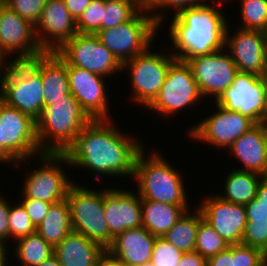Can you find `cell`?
<instances>
[{"label":"cell","instance_id":"cell-1","mask_svg":"<svg viewBox=\"0 0 267 266\" xmlns=\"http://www.w3.org/2000/svg\"><path fill=\"white\" fill-rule=\"evenodd\" d=\"M113 120L94 119L83 128L63 153L70 166L91 171L97 179L134 177L137 154L146 144L121 132Z\"/></svg>","mask_w":267,"mask_h":266},{"label":"cell","instance_id":"cell-30","mask_svg":"<svg viewBox=\"0 0 267 266\" xmlns=\"http://www.w3.org/2000/svg\"><path fill=\"white\" fill-rule=\"evenodd\" d=\"M15 242H13L16 245L13 249V256H15L13 258L17 257L16 259L21 263L20 266H37L54 254V248L37 232L22 237Z\"/></svg>","mask_w":267,"mask_h":266},{"label":"cell","instance_id":"cell-27","mask_svg":"<svg viewBox=\"0 0 267 266\" xmlns=\"http://www.w3.org/2000/svg\"><path fill=\"white\" fill-rule=\"evenodd\" d=\"M222 192L216 193L223 200L245 206L256 197L258 185L264 177L260 174L232 169L226 173Z\"/></svg>","mask_w":267,"mask_h":266},{"label":"cell","instance_id":"cell-26","mask_svg":"<svg viewBox=\"0 0 267 266\" xmlns=\"http://www.w3.org/2000/svg\"><path fill=\"white\" fill-rule=\"evenodd\" d=\"M142 227L155 237H163L182 215L191 209L189 205H172L141 199Z\"/></svg>","mask_w":267,"mask_h":266},{"label":"cell","instance_id":"cell-19","mask_svg":"<svg viewBox=\"0 0 267 266\" xmlns=\"http://www.w3.org/2000/svg\"><path fill=\"white\" fill-rule=\"evenodd\" d=\"M37 42L43 52H55L78 34L76 20L64 0H46L39 20L34 26Z\"/></svg>","mask_w":267,"mask_h":266},{"label":"cell","instance_id":"cell-10","mask_svg":"<svg viewBox=\"0 0 267 266\" xmlns=\"http://www.w3.org/2000/svg\"><path fill=\"white\" fill-rule=\"evenodd\" d=\"M187 62L175 60L169 67L158 96L145 109L171 118L183 110L205 103ZM197 104V105H196ZM153 111V112H151Z\"/></svg>","mask_w":267,"mask_h":266},{"label":"cell","instance_id":"cell-21","mask_svg":"<svg viewBox=\"0 0 267 266\" xmlns=\"http://www.w3.org/2000/svg\"><path fill=\"white\" fill-rule=\"evenodd\" d=\"M196 207L203 219L208 222L229 245L241 244L247 222L245 206L223 200L211 192Z\"/></svg>","mask_w":267,"mask_h":266},{"label":"cell","instance_id":"cell-18","mask_svg":"<svg viewBox=\"0 0 267 266\" xmlns=\"http://www.w3.org/2000/svg\"><path fill=\"white\" fill-rule=\"evenodd\" d=\"M70 93L92 119H111L106 78L66 64Z\"/></svg>","mask_w":267,"mask_h":266},{"label":"cell","instance_id":"cell-40","mask_svg":"<svg viewBox=\"0 0 267 266\" xmlns=\"http://www.w3.org/2000/svg\"><path fill=\"white\" fill-rule=\"evenodd\" d=\"M233 266H265V253L256 247L234 244Z\"/></svg>","mask_w":267,"mask_h":266},{"label":"cell","instance_id":"cell-54","mask_svg":"<svg viewBox=\"0 0 267 266\" xmlns=\"http://www.w3.org/2000/svg\"><path fill=\"white\" fill-rule=\"evenodd\" d=\"M136 266H155V265L152 263V261H148V262L136 265Z\"/></svg>","mask_w":267,"mask_h":266},{"label":"cell","instance_id":"cell-45","mask_svg":"<svg viewBox=\"0 0 267 266\" xmlns=\"http://www.w3.org/2000/svg\"><path fill=\"white\" fill-rule=\"evenodd\" d=\"M176 266H207V259L199 252H186Z\"/></svg>","mask_w":267,"mask_h":266},{"label":"cell","instance_id":"cell-42","mask_svg":"<svg viewBox=\"0 0 267 266\" xmlns=\"http://www.w3.org/2000/svg\"><path fill=\"white\" fill-rule=\"evenodd\" d=\"M5 197L0 191V245L10 248L8 247L10 244H7L11 243L9 231L10 200Z\"/></svg>","mask_w":267,"mask_h":266},{"label":"cell","instance_id":"cell-50","mask_svg":"<svg viewBox=\"0 0 267 266\" xmlns=\"http://www.w3.org/2000/svg\"><path fill=\"white\" fill-rule=\"evenodd\" d=\"M8 249L9 248H7V247H0V266H8L9 265L8 260H10V259H8L9 258L8 254H11V252L9 253L10 250H8Z\"/></svg>","mask_w":267,"mask_h":266},{"label":"cell","instance_id":"cell-36","mask_svg":"<svg viewBox=\"0 0 267 266\" xmlns=\"http://www.w3.org/2000/svg\"><path fill=\"white\" fill-rule=\"evenodd\" d=\"M105 0H91L87 9L76 21L78 33L96 34L101 30Z\"/></svg>","mask_w":267,"mask_h":266},{"label":"cell","instance_id":"cell-56","mask_svg":"<svg viewBox=\"0 0 267 266\" xmlns=\"http://www.w3.org/2000/svg\"><path fill=\"white\" fill-rule=\"evenodd\" d=\"M263 123H264L265 129H266V132H267V120H265Z\"/></svg>","mask_w":267,"mask_h":266},{"label":"cell","instance_id":"cell-35","mask_svg":"<svg viewBox=\"0 0 267 266\" xmlns=\"http://www.w3.org/2000/svg\"><path fill=\"white\" fill-rule=\"evenodd\" d=\"M9 231L11 242L36 232V228L20 202L15 205L10 202Z\"/></svg>","mask_w":267,"mask_h":266},{"label":"cell","instance_id":"cell-2","mask_svg":"<svg viewBox=\"0 0 267 266\" xmlns=\"http://www.w3.org/2000/svg\"><path fill=\"white\" fill-rule=\"evenodd\" d=\"M224 4L228 2L209 0V3L183 8L174 14L168 27L173 47L167 51L175 59L186 62L224 49L226 28L229 25V19L219 9Z\"/></svg>","mask_w":267,"mask_h":266},{"label":"cell","instance_id":"cell-24","mask_svg":"<svg viewBox=\"0 0 267 266\" xmlns=\"http://www.w3.org/2000/svg\"><path fill=\"white\" fill-rule=\"evenodd\" d=\"M28 62L41 74L43 108L70 93L66 63L55 52H43Z\"/></svg>","mask_w":267,"mask_h":266},{"label":"cell","instance_id":"cell-28","mask_svg":"<svg viewBox=\"0 0 267 266\" xmlns=\"http://www.w3.org/2000/svg\"><path fill=\"white\" fill-rule=\"evenodd\" d=\"M72 231L70 207L66 199L52 203L46 217L36 228V232L53 248Z\"/></svg>","mask_w":267,"mask_h":266},{"label":"cell","instance_id":"cell-48","mask_svg":"<svg viewBox=\"0 0 267 266\" xmlns=\"http://www.w3.org/2000/svg\"><path fill=\"white\" fill-rule=\"evenodd\" d=\"M256 198L267 209V176H264L257 189Z\"/></svg>","mask_w":267,"mask_h":266},{"label":"cell","instance_id":"cell-3","mask_svg":"<svg viewBox=\"0 0 267 266\" xmlns=\"http://www.w3.org/2000/svg\"><path fill=\"white\" fill-rule=\"evenodd\" d=\"M145 149L147 147L137 154L132 179L136 181V191L140 198L165 204L189 205L183 173L175 169V166L168 162L169 159L161 155L160 150L152 149L146 153Z\"/></svg>","mask_w":267,"mask_h":266},{"label":"cell","instance_id":"cell-5","mask_svg":"<svg viewBox=\"0 0 267 266\" xmlns=\"http://www.w3.org/2000/svg\"><path fill=\"white\" fill-rule=\"evenodd\" d=\"M0 100L37 122L44 101L41 74L28 61L4 63L0 73Z\"/></svg>","mask_w":267,"mask_h":266},{"label":"cell","instance_id":"cell-47","mask_svg":"<svg viewBox=\"0 0 267 266\" xmlns=\"http://www.w3.org/2000/svg\"><path fill=\"white\" fill-rule=\"evenodd\" d=\"M19 162V160L1 143V124H0V164L14 166Z\"/></svg>","mask_w":267,"mask_h":266},{"label":"cell","instance_id":"cell-34","mask_svg":"<svg viewBox=\"0 0 267 266\" xmlns=\"http://www.w3.org/2000/svg\"><path fill=\"white\" fill-rule=\"evenodd\" d=\"M206 2H209V0H150L147 3L146 9L159 24V30H161L162 25L165 24L164 21H166V17L170 16L168 14L170 13V9L171 11L173 9V12L176 14L183 8L200 5Z\"/></svg>","mask_w":267,"mask_h":266},{"label":"cell","instance_id":"cell-22","mask_svg":"<svg viewBox=\"0 0 267 266\" xmlns=\"http://www.w3.org/2000/svg\"><path fill=\"white\" fill-rule=\"evenodd\" d=\"M239 161L237 170L267 176V132L264 123L255 124L241 135L228 149Z\"/></svg>","mask_w":267,"mask_h":266},{"label":"cell","instance_id":"cell-57","mask_svg":"<svg viewBox=\"0 0 267 266\" xmlns=\"http://www.w3.org/2000/svg\"><path fill=\"white\" fill-rule=\"evenodd\" d=\"M265 266H267V252L265 253Z\"/></svg>","mask_w":267,"mask_h":266},{"label":"cell","instance_id":"cell-49","mask_svg":"<svg viewBox=\"0 0 267 266\" xmlns=\"http://www.w3.org/2000/svg\"><path fill=\"white\" fill-rule=\"evenodd\" d=\"M99 266H126L106 253L99 262Z\"/></svg>","mask_w":267,"mask_h":266},{"label":"cell","instance_id":"cell-51","mask_svg":"<svg viewBox=\"0 0 267 266\" xmlns=\"http://www.w3.org/2000/svg\"><path fill=\"white\" fill-rule=\"evenodd\" d=\"M37 266H61L60 262L58 261L57 257L53 254L51 257L48 259L44 260Z\"/></svg>","mask_w":267,"mask_h":266},{"label":"cell","instance_id":"cell-25","mask_svg":"<svg viewBox=\"0 0 267 266\" xmlns=\"http://www.w3.org/2000/svg\"><path fill=\"white\" fill-rule=\"evenodd\" d=\"M106 250L77 232H70L55 248L61 266H99Z\"/></svg>","mask_w":267,"mask_h":266},{"label":"cell","instance_id":"cell-37","mask_svg":"<svg viewBox=\"0 0 267 266\" xmlns=\"http://www.w3.org/2000/svg\"><path fill=\"white\" fill-rule=\"evenodd\" d=\"M184 252L177 249L164 237H156L151 261L155 266H176Z\"/></svg>","mask_w":267,"mask_h":266},{"label":"cell","instance_id":"cell-33","mask_svg":"<svg viewBox=\"0 0 267 266\" xmlns=\"http://www.w3.org/2000/svg\"><path fill=\"white\" fill-rule=\"evenodd\" d=\"M140 8L131 0H105L101 30L129 21Z\"/></svg>","mask_w":267,"mask_h":266},{"label":"cell","instance_id":"cell-4","mask_svg":"<svg viewBox=\"0 0 267 266\" xmlns=\"http://www.w3.org/2000/svg\"><path fill=\"white\" fill-rule=\"evenodd\" d=\"M91 120L71 93L51 100L36 122L40 150L64 153Z\"/></svg>","mask_w":267,"mask_h":266},{"label":"cell","instance_id":"cell-29","mask_svg":"<svg viewBox=\"0 0 267 266\" xmlns=\"http://www.w3.org/2000/svg\"><path fill=\"white\" fill-rule=\"evenodd\" d=\"M202 218L201 211L197 207L194 209L193 206V209L187 210L163 237L182 252H193Z\"/></svg>","mask_w":267,"mask_h":266},{"label":"cell","instance_id":"cell-14","mask_svg":"<svg viewBox=\"0 0 267 266\" xmlns=\"http://www.w3.org/2000/svg\"><path fill=\"white\" fill-rule=\"evenodd\" d=\"M42 53L35 36L34 25L1 2L0 59L4 63L29 61Z\"/></svg>","mask_w":267,"mask_h":266},{"label":"cell","instance_id":"cell-12","mask_svg":"<svg viewBox=\"0 0 267 266\" xmlns=\"http://www.w3.org/2000/svg\"><path fill=\"white\" fill-rule=\"evenodd\" d=\"M215 108L209 115L188 128L189 138L197 142L207 143L212 148L226 151L241 135L248 131L255 123L236 111H228L215 102Z\"/></svg>","mask_w":267,"mask_h":266},{"label":"cell","instance_id":"cell-23","mask_svg":"<svg viewBox=\"0 0 267 266\" xmlns=\"http://www.w3.org/2000/svg\"><path fill=\"white\" fill-rule=\"evenodd\" d=\"M155 238L145 227L126 229L113 239L106 252L126 266H136L151 261Z\"/></svg>","mask_w":267,"mask_h":266},{"label":"cell","instance_id":"cell-46","mask_svg":"<svg viewBox=\"0 0 267 266\" xmlns=\"http://www.w3.org/2000/svg\"><path fill=\"white\" fill-rule=\"evenodd\" d=\"M91 0H64L65 6L71 16L77 21L82 13L87 9Z\"/></svg>","mask_w":267,"mask_h":266},{"label":"cell","instance_id":"cell-17","mask_svg":"<svg viewBox=\"0 0 267 266\" xmlns=\"http://www.w3.org/2000/svg\"><path fill=\"white\" fill-rule=\"evenodd\" d=\"M230 26L226 28L224 49L239 72L261 77L267 68V33L236 27L232 31Z\"/></svg>","mask_w":267,"mask_h":266},{"label":"cell","instance_id":"cell-55","mask_svg":"<svg viewBox=\"0 0 267 266\" xmlns=\"http://www.w3.org/2000/svg\"><path fill=\"white\" fill-rule=\"evenodd\" d=\"M3 64H4V62L0 59V73H1V69H2Z\"/></svg>","mask_w":267,"mask_h":266},{"label":"cell","instance_id":"cell-39","mask_svg":"<svg viewBox=\"0 0 267 266\" xmlns=\"http://www.w3.org/2000/svg\"><path fill=\"white\" fill-rule=\"evenodd\" d=\"M2 3L35 26L46 0H4Z\"/></svg>","mask_w":267,"mask_h":266},{"label":"cell","instance_id":"cell-38","mask_svg":"<svg viewBox=\"0 0 267 266\" xmlns=\"http://www.w3.org/2000/svg\"><path fill=\"white\" fill-rule=\"evenodd\" d=\"M241 244L267 252V219H253L245 224Z\"/></svg>","mask_w":267,"mask_h":266},{"label":"cell","instance_id":"cell-7","mask_svg":"<svg viewBox=\"0 0 267 266\" xmlns=\"http://www.w3.org/2000/svg\"><path fill=\"white\" fill-rule=\"evenodd\" d=\"M66 200L70 207L72 230L107 250L109 226L104 216V189L95 190L74 181Z\"/></svg>","mask_w":267,"mask_h":266},{"label":"cell","instance_id":"cell-44","mask_svg":"<svg viewBox=\"0 0 267 266\" xmlns=\"http://www.w3.org/2000/svg\"><path fill=\"white\" fill-rule=\"evenodd\" d=\"M207 266H233V245L207 259Z\"/></svg>","mask_w":267,"mask_h":266},{"label":"cell","instance_id":"cell-16","mask_svg":"<svg viewBox=\"0 0 267 266\" xmlns=\"http://www.w3.org/2000/svg\"><path fill=\"white\" fill-rule=\"evenodd\" d=\"M204 100L215 102L233 83L238 68L225 49L186 61ZM206 97V98H205Z\"/></svg>","mask_w":267,"mask_h":266},{"label":"cell","instance_id":"cell-13","mask_svg":"<svg viewBox=\"0 0 267 266\" xmlns=\"http://www.w3.org/2000/svg\"><path fill=\"white\" fill-rule=\"evenodd\" d=\"M1 143L19 160L14 166L20 169L27 161L43 154L37 138V124L20 110L0 100Z\"/></svg>","mask_w":267,"mask_h":266},{"label":"cell","instance_id":"cell-41","mask_svg":"<svg viewBox=\"0 0 267 266\" xmlns=\"http://www.w3.org/2000/svg\"><path fill=\"white\" fill-rule=\"evenodd\" d=\"M20 202L30 217L35 228L44 220L52 203L40 201L33 198H22Z\"/></svg>","mask_w":267,"mask_h":266},{"label":"cell","instance_id":"cell-9","mask_svg":"<svg viewBox=\"0 0 267 266\" xmlns=\"http://www.w3.org/2000/svg\"><path fill=\"white\" fill-rule=\"evenodd\" d=\"M35 158L38 165L36 169H27L25 181L22 185V198H33L49 203H56L66 199L70 186L74 183L72 177L64 170L70 166L63 153H43ZM65 166H64V165ZM62 165V166H61Z\"/></svg>","mask_w":267,"mask_h":266},{"label":"cell","instance_id":"cell-52","mask_svg":"<svg viewBox=\"0 0 267 266\" xmlns=\"http://www.w3.org/2000/svg\"><path fill=\"white\" fill-rule=\"evenodd\" d=\"M133 1L140 9H144L147 6V2L145 0H131Z\"/></svg>","mask_w":267,"mask_h":266},{"label":"cell","instance_id":"cell-31","mask_svg":"<svg viewBox=\"0 0 267 266\" xmlns=\"http://www.w3.org/2000/svg\"><path fill=\"white\" fill-rule=\"evenodd\" d=\"M234 1V0H231ZM240 1V24L236 28L267 33V0Z\"/></svg>","mask_w":267,"mask_h":266},{"label":"cell","instance_id":"cell-32","mask_svg":"<svg viewBox=\"0 0 267 266\" xmlns=\"http://www.w3.org/2000/svg\"><path fill=\"white\" fill-rule=\"evenodd\" d=\"M228 247L229 243L202 218L197 230L194 251L199 252L204 258L208 259L209 257L226 250Z\"/></svg>","mask_w":267,"mask_h":266},{"label":"cell","instance_id":"cell-43","mask_svg":"<svg viewBox=\"0 0 267 266\" xmlns=\"http://www.w3.org/2000/svg\"><path fill=\"white\" fill-rule=\"evenodd\" d=\"M245 209L247 221H253V219H267V209L259 203L256 197L245 205Z\"/></svg>","mask_w":267,"mask_h":266},{"label":"cell","instance_id":"cell-11","mask_svg":"<svg viewBox=\"0 0 267 266\" xmlns=\"http://www.w3.org/2000/svg\"><path fill=\"white\" fill-rule=\"evenodd\" d=\"M55 53L66 63L105 78L121 73L122 63L99 41L95 34L78 33Z\"/></svg>","mask_w":267,"mask_h":266},{"label":"cell","instance_id":"cell-15","mask_svg":"<svg viewBox=\"0 0 267 266\" xmlns=\"http://www.w3.org/2000/svg\"><path fill=\"white\" fill-rule=\"evenodd\" d=\"M228 111H236L255 124L267 120V95L264 81L254 74L235 76L232 85L215 101Z\"/></svg>","mask_w":267,"mask_h":266},{"label":"cell","instance_id":"cell-53","mask_svg":"<svg viewBox=\"0 0 267 266\" xmlns=\"http://www.w3.org/2000/svg\"><path fill=\"white\" fill-rule=\"evenodd\" d=\"M261 78L264 81L265 91H266V95H267V68H266L265 72L263 73V75L261 76Z\"/></svg>","mask_w":267,"mask_h":266},{"label":"cell","instance_id":"cell-20","mask_svg":"<svg viewBox=\"0 0 267 266\" xmlns=\"http://www.w3.org/2000/svg\"><path fill=\"white\" fill-rule=\"evenodd\" d=\"M104 188V216L109 226V247L113 239L126 229L142 227V203L138 192Z\"/></svg>","mask_w":267,"mask_h":266},{"label":"cell","instance_id":"cell-8","mask_svg":"<svg viewBox=\"0 0 267 266\" xmlns=\"http://www.w3.org/2000/svg\"><path fill=\"white\" fill-rule=\"evenodd\" d=\"M159 32V24L149 11L140 9L129 21L114 28L99 30V41L123 64L144 52Z\"/></svg>","mask_w":267,"mask_h":266},{"label":"cell","instance_id":"cell-6","mask_svg":"<svg viewBox=\"0 0 267 266\" xmlns=\"http://www.w3.org/2000/svg\"><path fill=\"white\" fill-rule=\"evenodd\" d=\"M150 45L144 52L122 65L124 72L128 71L129 86L131 87L130 100L142 109H146L158 96L165 81L170 65L176 60L167 51H153Z\"/></svg>","mask_w":267,"mask_h":266}]
</instances>
